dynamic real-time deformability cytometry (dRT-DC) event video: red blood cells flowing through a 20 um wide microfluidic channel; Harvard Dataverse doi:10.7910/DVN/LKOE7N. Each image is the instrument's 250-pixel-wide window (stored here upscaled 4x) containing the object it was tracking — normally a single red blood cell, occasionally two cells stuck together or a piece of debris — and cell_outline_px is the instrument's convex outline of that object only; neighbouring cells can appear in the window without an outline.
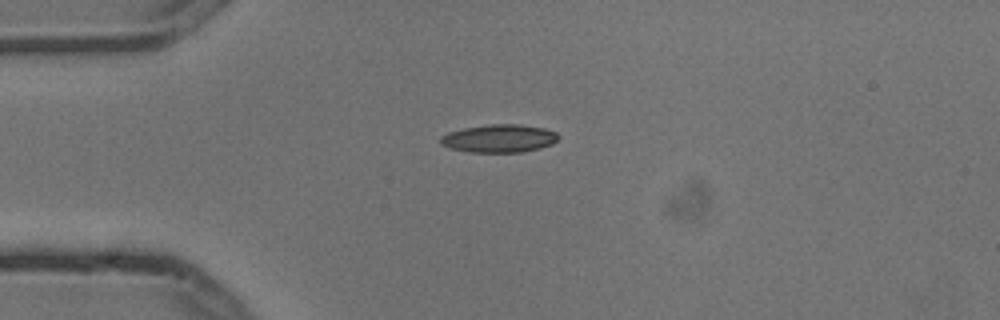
{"species": "common noctule bat (a hibernating species)", "species_latin": "Nyctalus noctula", "temperature_condition": "cold", "stored_images_in_passage": 2, "camera_frame_rate_fps": 3000, "um_per_image_px": 0.085, "animal": {"sex": "male", "body_mass_g": 13.3}, "frame": {"image": 1, "passage_image": 1, "time_ms": 0.0, "image_size_px": [1000, 320], "cell_outline_px": [[560, 136], [552, 144], [540, 148], [520, 152], [472, 152], [452, 148], [440, 144], [440, 136], [448, 132], [464, 128], [488, 124], [520, 124], [544, 128], [556, 132]], "centroid_in_image_um": [42.43, 11.76], "position_along_channel_um": 42.6, "area_um2": 19.19}}